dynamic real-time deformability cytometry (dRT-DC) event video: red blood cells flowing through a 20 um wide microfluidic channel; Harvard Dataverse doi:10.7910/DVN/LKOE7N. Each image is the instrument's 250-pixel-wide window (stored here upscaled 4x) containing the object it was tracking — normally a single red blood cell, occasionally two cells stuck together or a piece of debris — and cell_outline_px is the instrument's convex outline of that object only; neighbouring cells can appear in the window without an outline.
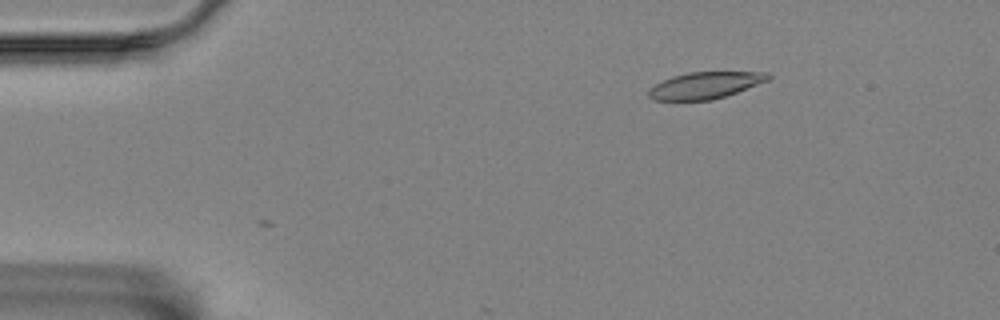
{"species": "Egyptian fruit bat (a non-hibernating species)", "species_latin": "Rousettus aegyptiacus", "temperature_condition": "room temperature", "stored_images_in_passage": 3, "camera_frame_rate_fps": 3000, "um_per_image_px": 0.085, "animal": {"sex": "female"}, "frame": {"image": 1, "passage_image": 3, "time_ms": 0.667, "image_size_px": [1000, 320], "cell_outline_px": [[772, 76], [768, 80], [736, 92], [712, 100], [652, 100], [648, 96], [648, 88], [672, 76], [688, 72], [768, 72]], "centroid_in_image_um": [59.91, 7.25], "position_along_channel_um": 25.1, "area_um2": 18.44}}